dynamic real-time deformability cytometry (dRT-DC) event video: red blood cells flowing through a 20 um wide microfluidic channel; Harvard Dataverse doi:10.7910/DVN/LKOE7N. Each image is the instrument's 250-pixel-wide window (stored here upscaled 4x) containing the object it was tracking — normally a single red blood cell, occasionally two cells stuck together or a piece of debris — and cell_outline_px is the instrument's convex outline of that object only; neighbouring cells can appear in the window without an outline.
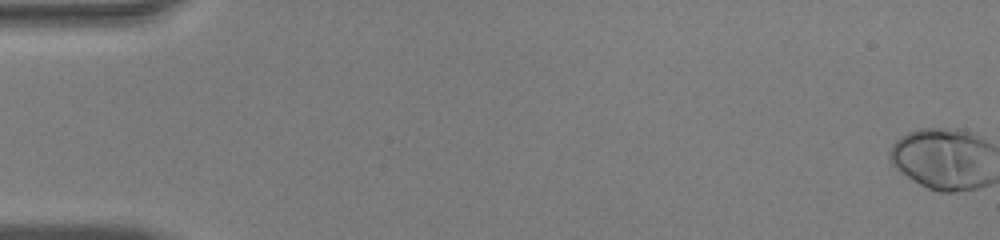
{"species": "human", "species_latin": "Homo sapiens", "temperature_condition": "warm", "stored_images_in_passage": 53, "camera_frame_rate_fps": 3000, "um_per_image_px": 0.085, "donor": {"sex": "male"}, "frame": {"image": 1, "passage_image": 1, "time_ms": 0.0, "image_size_px": [1000, 240], "cell_outline_px": [[964, 188], [932, 188], [916, 180], [896, 160], [896, 148], [908, 136], [920, 132], [944, 132], [960, 136]], "centroid_in_image_um": [79.3, 13.52], "position_along_channel_um": 5.7, "area_um2": 22.31}}
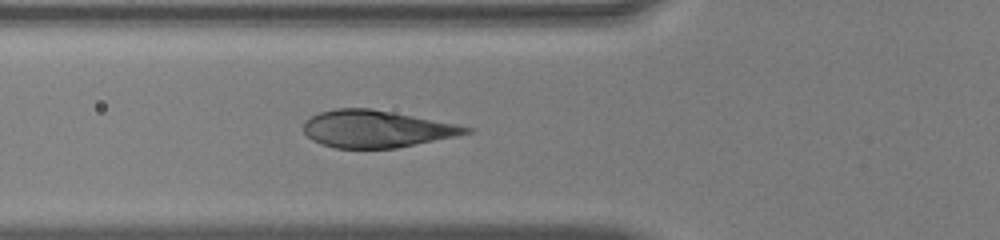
{"frame": {"image": 2, "passage_image": 21, "time_ms": 6.667, "image_size_px": [1000, 240], "cell_outline_px": [[464, 132], [392, 148], [340, 148], [324, 144], [308, 136], [304, 128], [308, 120], [324, 112], [344, 108], [364, 108], [464, 128]], "centroid_in_image_um": [31.72, 10.98], "position_along_channel_um": 94.1, "area_um2": 31.56}}
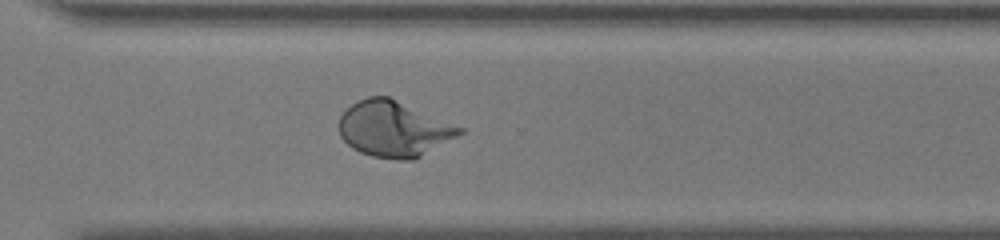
{"frame": {"image": 3, "passage_image": 39, "time_ms": 12.667, "image_size_px": [1000, 240], "cell_outline_px": [[460, 132], [416, 156], [376, 156], [364, 152], [348, 144], [344, 140], [340, 132], [340, 120], [344, 112], [348, 108], [360, 100], [372, 96], [388, 96], [460, 128]], "centroid_in_image_um": [33.35, 10.88], "position_along_channel_um": 337.3, "area_um2": 35.95}}